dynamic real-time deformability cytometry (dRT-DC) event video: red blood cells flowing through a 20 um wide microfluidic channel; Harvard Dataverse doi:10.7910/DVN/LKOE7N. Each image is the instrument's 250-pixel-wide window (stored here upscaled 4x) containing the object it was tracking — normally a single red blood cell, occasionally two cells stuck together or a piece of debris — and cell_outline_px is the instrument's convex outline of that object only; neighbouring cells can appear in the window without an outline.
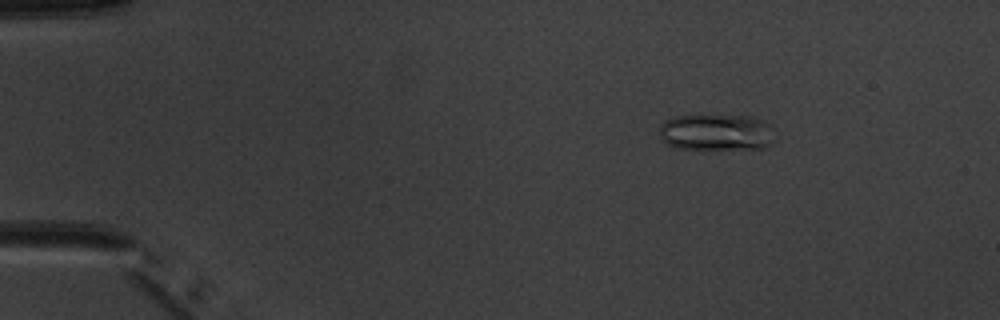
{"species": "common noctule bat (a hibernating species)", "species_latin": "Nyctalus noctula", "temperature_condition": "warm", "stored_images_in_passage": 6, "camera_frame_rate_fps": 3000, "um_per_image_px": 0.085, "animal": {"sex": "male", "body_mass_g": 20.1, "forearm_length_mm": 53.5}, "frame": {"image": 1, "passage_image": 3, "time_ms": 2.333, "image_size_px": [1000, 320], "cell_outline_px": [[768, 144], [764, 148], [676, 148], [668, 144], [660, 136], [660, 128], [664, 120], [672, 116], [748, 116], [764, 120], [768, 124]], "centroid_in_image_um": [60.78, 11.23], "position_along_channel_um": 24.2, "area_um2": 23.58}}